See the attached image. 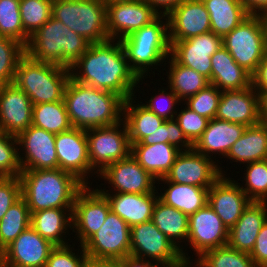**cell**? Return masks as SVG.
<instances>
[{
  "instance_id": "cell-38",
  "label": "cell",
  "mask_w": 267,
  "mask_h": 267,
  "mask_svg": "<svg viewBox=\"0 0 267 267\" xmlns=\"http://www.w3.org/2000/svg\"><path fill=\"white\" fill-rule=\"evenodd\" d=\"M31 214L26 200L21 197L0 220V249L3 251L30 226Z\"/></svg>"
},
{
  "instance_id": "cell-58",
  "label": "cell",
  "mask_w": 267,
  "mask_h": 267,
  "mask_svg": "<svg viewBox=\"0 0 267 267\" xmlns=\"http://www.w3.org/2000/svg\"><path fill=\"white\" fill-rule=\"evenodd\" d=\"M259 96V114L262 122H267V90H256Z\"/></svg>"
},
{
  "instance_id": "cell-7",
  "label": "cell",
  "mask_w": 267,
  "mask_h": 267,
  "mask_svg": "<svg viewBox=\"0 0 267 267\" xmlns=\"http://www.w3.org/2000/svg\"><path fill=\"white\" fill-rule=\"evenodd\" d=\"M51 14L91 44L109 40L105 0H53Z\"/></svg>"
},
{
  "instance_id": "cell-5",
  "label": "cell",
  "mask_w": 267,
  "mask_h": 267,
  "mask_svg": "<svg viewBox=\"0 0 267 267\" xmlns=\"http://www.w3.org/2000/svg\"><path fill=\"white\" fill-rule=\"evenodd\" d=\"M69 79L68 68L39 62L25 54L17 65L14 84L37 105L62 101Z\"/></svg>"
},
{
  "instance_id": "cell-29",
  "label": "cell",
  "mask_w": 267,
  "mask_h": 267,
  "mask_svg": "<svg viewBox=\"0 0 267 267\" xmlns=\"http://www.w3.org/2000/svg\"><path fill=\"white\" fill-rule=\"evenodd\" d=\"M133 158L155 179L164 178L170 171L181 150L169 143L144 145L130 143Z\"/></svg>"
},
{
  "instance_id": "cell-59",
  "label": "cell",
  "mask_w": 267,
  "mask_h": 267,
  "mask_svg": "<svg viewBox=\"0 0 267 267\" xmlns=\"http://www.w3.org/2000/svg\"><path fill=\"white\" fill-rule=\"evenodd\" d=\"M106 2L132 1V0H105Z\"/></svg>"
},
{
  "instance_id": "cell-37",
  "label": "cell",
  "mask_w": 267,
  "mask_h": 267,
  "mask_svg": "<svg viewBox=\"0 0 267 267\" xmlns=\"http://www.w3.org/2000/svg\"><path fill=\"white\" fill-rule=\"evenodd\" d=\"M32 125L55 135L73 127L64 100L33 105Z\"/></svg>"
},
{
  "instance_id": "cell-43",
  "label": "cell",
  "mask_w": 267,
  "mask_h": 267,
  "mask_svg": "<svg viewBox=\"0 0 267 267\" xmlns=\"http://www.w3.org/2000/svg\"><path fill=\"white\" fill-rule=\"evenodd\" d=\"M244 181L241 189L252 201H267V159L247 163Z\"/></svg>"
},
{
  "instance_id": "cell-51",
  "label": "cell",
  "mask_w": 267,
  "mask_h": 267,
  "mask_svg": "<svg viewBox=\"0 0 267 267\" xmlns=\"http://www.w3.org/2000/svg\"><path fill=\"white\" fill-rule=\"evenodd\" d=\"M249 255L256 267H264L267 265V220L262 225L256 238L254 248Z\"/></svg>"
},
{
  "instance_id": "cell-32",
  "label": "cell",
  "mask_w": 267,
  "mask_h": 267,
  "mask_svg": "<svg viewBox=\"0 0 267 267\" xmlns=\"http://www.w3.org/2000/svg\"><path fill=\"white\" fill-rule=\"evenodd\" d=\"M164 181L168 188L158 195V199L168 206L174 207L187 215L194 214L208 203V190L210 187H199L188 184H178L167 181L165 178L158 179Z\"/></svg>"
},
{
  "instance_id": "cell-42",
  "label": "cell",
  "mask_w": 267,
  "mask_h": 267,
  "mask_svg": "<svg viewBox=\"0 0 267 267\" xmlns=\"http://www.w3.org/2000/svg\"><path fill=\"white\" fill-rule=\"evenodd\" d=\"M53 0H20V16L24 31L31 37L52 16Z\"/></svg>"
},
{
  "instance_id": "cell-25",
  "label": "cell",
  "mask_w": 267,
  "mask_h": 267,
  "mask_svg": "<svg viewBox=\"0 0 267 267\" xmlns=\"http://www.w3.org/2000/svg\"><path fill=\"white\" fill-rule=\"evenodd\" d=\"M267 220V201H251L228 232L227 245L250 254L262 225Z\"/></svg>"
},
{
  "instance_id": "cell-40",
  "label": "cell",
  "mask_w": 267,
  "mask_h": 267,
  "mask_svg": "<svg viewBox=\"0 0 267 267\" xmlns=\"http://www.w3.org/2000/svg\"><path fill=\"white\" fill-rule=\"evenodd\" d=\"M20 0H0V36L27 46L30 36L24 31L20 16Z\"/></svg>"
},
{
  "instance_id": "cell-53",
  "label": "cell",
  "mask_w": 267,
  "mask_h": 267,
  "mask_svg": "<svg viewBox=\"0 0 267 267\" xmlns=\"http://www.w3.org/2000/svg\"><path fill=\"white\" fill-rule=\"evenodd\" d=\"M159 15H168L184 0H145ZM164 9L163 11L160 10ZM162 11V12H161Z\"/></svg>"
},
{
  "instance_id": "cell-41",
  "label": "cell",
  "mask_w": 267,
  "mask_h": 267,
  "mask_svg": "<svg viewBox=\"0 0 267 267\" xmlns=\"http://www.w3.org/2000/svg\"><path fill=\"white\" fill-rule=\"evenodd\" d=\"M26 54L19 41L0 36V86L14 83L19 60Z\"/></svg>"
},
{
  "instance_id": "cell-24",
  "label": "cell",
  "mask_w": 267,
  "mask_h": 267,
  "mask_svg": "<svg viewBox=\"0 0 267 267\" xmlns=\"http://www.w3.org/2000/svg\"><path fill=\"white\" fill-rule=\"evenodd\" d=\"M215 118L246 127L260 123L258 92L252 86L242 90L223 91Z\"/></svg>"
},
{
  "instance_id": "cell-9",
  "label": "cell",
  "mask_w": 267,
  "mask_h": 267,
  "mask_svg": "<svg viewBox=\"0 0 267 267\" xmlns=\"http://www.w3.org/2000/svg\"><path fill=\"white\" fill-rule=\"evenodd\" d=\"M123 125V126H122ZM123 127L122 130L120 129ZM88 156L93 170L102 172L108 165L130 155L131 144L124 121L86 130ZM98 167V168H97Z\"/></svg>"
},
{
  "instance_id": "cell-39",
  "label": "cell",
  "mask_w": 267,
  "mask_h": 267,
  "mask_svg": "<svg viewBox=\"0 0 267 267\" xmlns=\"http://www.w3.org/2000/svg\"><path fill=\"white\" fill-rule=\"evenodd\" d=\"M195 263V267H256L248 253L228 245L204 252Z\"/></svg>"
},
{
  "instance_id": "cell-28",
  "label": "cell",
  "mask_w": 267,
  "mask_h": 267,
  "mask_svg": "<svg viewBox=\"0 0 267 267\" xmlns=\"http://www.w3.org/2000/svg\"><path fill=\"white\" fill-rule=\"evenodd\" d=\"M211 67L210 84L222 92L252 86V75L239 66L223 46L211 56Z\"/></svg>"
},
{
  "instance_id": "cell-17",
  "label": "cell",
  "mask_w": 267,
  "mask_h": 267,
  "mask_svg": "<svg viewBox=\"0 0 267 267\" xmlns=\"http://www.w3.org/2000/svg\"><path fill=\"white\" fill-rule=\"evenodd\" d=\"M222 37L209 31L187 40L175 41L170 55L181 65L191 68L211 81V56L220 49Z\"/></svg>"
},
{
  "instance_id": "cell-21",
  "label": "cell",
  "mask_w": 267,
  "mask_h": 267,
  "mask_svg": "<svg viewBox=\"0 0 267 267\" xmlns=\"http://www.w3.org/2000/svg\"><path fill=\"white\" fill-rule=\"evenodd\" d=\"M100 174L112 185L115 193L144 194L157 191L155 179L130 154L127 158L108 165Z\"/></svg>"
},
{
  "instance_id": "cell-44",
  "label": "cell",
  "mask_w": 267,
  "mask_h": 267,
  "mask_svg": "<svg viewBox=\"0 0 267 267\" xmlns=\"http://www.w3.org/2000/svg\"><path fill=\"white\" fill-rule=\"evenodd\" d=\"M141 143L144 145L169 143L181 151H187L193 148V144L186 138L175 119L165 120L154 133L146 136Z\"/></svg>"
},
{
  "instance_id": "cell-6",
  "label": "cell",
  "mask_w": 267,
  "mask_h": 267,
  "mask_svg": "<svg viewBox=\"0 0 267 267\" xmlns=\"http://www.w3.org/2000/svg\"><path fill=\"white\" fill-rule=\"evenodd\" d=\"M162 18H165V23ZM120 42L130 68L139 78L146 77L150 66L160 65L170 56L167 16L159 15L150 24L134 31Z\"/></svg>"
},
{
  "instance_id": "cell-50",
  "label": "cell",
  "mask_w": 267,
  "mask_h": 267,
  "mask_svg": "<svg viewBox=\"0 0 267 267\" xmlns=\"http://www.w3.org/2000/svg\"><path fill=\"white\" fill-rule=\"evenodd\" d=\"M160 93L158 96H151L150 100L146 102L147 104H143L145 107H147L150 111L155 113L157 116L162 117L165 120H173L175 118V115L178 113L174 109V105L180 103V99L178 96L170 89V93L166 92L165 89H160ZM164 101L166 104H159L158 101L161 100ZM165 98V99H164Z\"/></svg>"
},
{
  "instance_id": "cell-13",
  "label": "cell",
  "mask_w": 267,
  "mask_h": 267,
  "mask_svg": "<svg viewBox=\"0 0 267 267\" xmlns=\"http://www.w3.org/2000/svg\"><path fill=\"white\" fill-rule=\"evenodd\" d=\"M222 175L225 174L214 160L192 148L181 151L164 178L178 184L211 187Z\"/></svg>"
},
{
  "instance_id": "cell-54",
  "label": "cell",
  "mask_w": 267,
  "mask_h": 267,
  "mask_svg": "<svg viewBox=\"0 0 267 267\" xmlns=\"http://www.w3.org/2000/svg\"><path fill=\"white\" fill-rule=\"evenodd\" d=\"M240 1L249 14L267 16V0H240Z\"/></svg>"
},
{
  "instance_id": "cell-36",
  "label": "cell",
  "mask_w": 267,
  "mask_h": 267,
  "mask_svg": "<svg viewBox=\"0 0 267 267\" xmlns=\"http://www.w3.org/2000/svg\"><path fill=\"white\" fill-rule=\"evenodd\" d=\"M169 57L170 69L168 71V88L171 89L181 101H185L187 98L197 94L210 84L209 79L204 75L179 64L171 55Z\"/></svg>"
},
{
  "instance_id": "cell-26",
  "label": "cell",
  "mask_w": 267,
  "mask_h": 267,
  "mask_svg": "<svg viewBox=\"0 0 267 267\" xmlns=\"http://www.w3.org/2000/svg\"><path fill=\"white\" fill-rule=\"evenodd\" d=\"M98 190L107 198L110 210L130 227L151 220L153 208L158 199V194H156L158 191L144 194L115 192L110 194L109 190Z\"/></svg>"
},
{
  "instance_id": "cell-4",
  "label": "cell",
  "mask_w": 267,
  "mask_h": 267,
  "mask_svg": "<svg viewBox=\"0 0 267 267\" xmlns=\"http://www.w3.org/2000/svg\"><path fill=\"white\" fill-rule=\"evenodd\" d=\"M90 42L51 18L29 39L26 54L39 62L70 68L89 48Z\"/></svg>"
},
{
  "instance_id": "cell-18",
  "label": "cell",
  "mask_w": 267,
  "mask_h": 267,
  "mask_svg": "<svg viewBox=\"0 0 267 267\" xmlns=\"http://www.w3.org/2000/svg\"><path fill=\"white\" fill-rule=\"evenodd\" d=\"M229 229L207 203L203 208L189 216L187 242L198 257L204 252L228 243Z\"/></svg>"
},
{
  "instance_id": "cell-2",
  "label": "cell",
  "mask_w": 267,
  "mask_h": 267,
  "mask_svg": "<svg viewBox=\"0 0 267 267\" xmlns=\"http://www.w3.org/2000/svg\"><path fill=\"white\" fill-rule=\"evenodd\" d=\"M63 100L73 127L88 130L123 121L125 100L113 92L84 85L70 78Z\"/></svg>"
},
{
  "instance_id": "cell-1",
  "label": "cell",
  "mask_w": 267,
  "mask_h": 267,
  "mask_svg": "<svg viewBox=\"0 0 267 267\" xmlns=\"http://www.w3.org/2000/svg\"><path fill=\"white\" fill-rule=\"evenodd\" d=\"M116 41L109 39L90 44L69 68L70 78L84 85L113 92L127 100L135 96L134 89L144 77L139 78L130 68L120 40Z\"/></svg>"
},
{
  "instance_id": "cell-30",
  "label": "cell",
  "mask_w": 267,
  "mask_h": 267,
  "mask_svg": "<svg viewBox=\"0 0 267 267\" xmlns=\"http://www.w3.org/2000/svg\"><path fill=\"white\" fill-rule=\"evenodd\" d=\"M226 157L235 162L251 163L267 159V122L248 126L231 146Z\"/></svg>"
},
{
  "instance_id": "cell-27",
  "label": "cell",
  "mask_w": 267,
  "mask_h": 267,
  "mask_svg": "<svg viewBox=\"0 0 267 267\" xmlns=\"http://www.w3.org/2000/svg\"><path fill=\"white\" fill-rule=\"evenodd\" d=\"M245 129L246 126L243 124L213 118L193 148L206 157L212 158V153L226 157L231 146L242 136Z\"/></svg>"
},
{
  "instance_id": "cell-8",
  "label": "cell",
  "mask_w": 267,
  "mask_h": 267,
  "mask_svg": "<svg viewBox=\"0 0 267 267\" xmlns=\"http://www.w3.org/2000/svg\"><path fill=\"white\" fill-rule=\"evenodd\" d=\"M222 42L236 63L252 75L267 53V16L250 14Z\"/></svg>"
},
{
  "instance_id": "cell-22",
  "label": "cell",
  "mask_w": 267,
  "mask_h": 267,
  "mask_svg": "<svg viewBox=\"0 0 267 267\" xmlns=\"http://www.w3.org/2000/svg\"><path fill=\"white\" fill-rule=\"evenodd\" d=\"M33 103L16 84L0 86V131L17 136L32 125Z\"/></svg>"
},
{
  "instance_id": "cell-10",
  "label": "cell",
  "mask_w": 267,
  "mask_h": 267,
  "mask_svg": "<svg viewBox=\"0 0 267 267\" xmlns=\"http://www.w3.org/2000/svg\"><path fill=\"white\" fill-rule=\"evenodd\" d=\"M92 259L119 260L130 255V226L111 210L105 222L84 244Z\"/></svg>"
},
{
  "instance_id": "cell-14",
  "label": "cell",
  "mask_w": 267,
  "mask_h": 267,
  "mask_svg": "<svg viewBox=\"0 0 267 267\" xmlns=\"http://www.w3.org/2000/svg\"><path fill=\"white\" fill-rule=\"evenodd\" d=\"M56 135L30 125L16 136L25 157L18 153L21 170H47L59 168L55 148ZM25 158V159H24Z\"/></svg>"
},
{
  "instance_id": "cell-15",
  "label": "cell",
  "mask_w": 267,
  "mask_h": 267,
  "mask_svg": "<svg viewBox=\"0 0 267 267\" xmlns=\"http://www.w3.org/2000/svg\"><path fill=\"white\" fill-rule=\"evenodd\" d=\"M55 148L59 169L73 174L84 185L89 184L87 174L94 170L88 156L86 130L72 127L56 134Z\"/></svg>"
},
{
  "instance_id": "cell-31",
  "label": "cell",
  "mask_w": 267,
  "mask_h": 267,
  "mask_svg": "<svg viewBox=\"0 0 267 267\" xmlns=\"http://www.w3.org/2000/svg\"><path fill=\"white\" fill-rule=\"evenodd\" d=\"M72 210L73 208H49L32 212L30 225L41 237L55 246L67 245L63 233L66 235L68 227L72 229Z\"/></svg>"
},
{
  "instance_id": "cell-45",
  "label": "cell",
  "mask_w": 267,
  "mask_h": 267,
  "mask_svg": "<svg viewBox=\"0 0 267 267\" xmlns=\"http://www.w3.org/2000/svg\"><path fill=\"white\" fill-rule=\"evenodd\" d=\"M221 94L222 91L216 86L209 84L197 94L187 98L185 104L199 115L211 120L216 117Z\"/></svg>"
},
{
  "instance_id": "cell-20",
  "label": "cell",
  "mask_w": 267,
  "mask_h": 267,
  "mask_svg": "<svg viewBox=\"0 0 267 267\" xmlns=\"http://www.w3.org/2000/svg\"><path fill=\"white\" fill-rule=\"evenodd\" d=\"M55 247L41 237L31 225L3 251L4 267H45Z\"/></svg>"
},
{
  "instance_id": "cell-49",
  "label": "cell",
  "mask_w": 267,
  "mask_h": 267,
  "mask_svg": "<svg viewBox=\"0 0 267 267\" xmlns=\"http://www.w3.org/2000/svg\"><path fill=\"white\" fill-rule=\"evenodd\" d=\"M21 197L22 186L19 176L0 177V220Z\"/></svg>"
},
{
  "instance_id": "cell-11",
  "label": "cell",
  "mask_w": 267,
  "mask_h": 267,
  "mask_svg": "<svg viewBox=\"0 0 267 267\" xmlns=\"http://www.w3.org/2000/svg\"><path fill=\"white\" fill-rule=\"evenodd\" d=\"M158 16L145 0L106 2L108 37L121 40L150 24Z\"/></svg>"
},
{
  "instance_id": "cell-57",
  "label": "cell",
  "mask_w": 267,
  "mask_h": 267,
  "mask_svg": "<svg viewBox=\"0 0 267 267\" xmlns=\"http://www.w3.org/2000/svg\"><path fill=\"white\" fill-rule=\"evenodd\" d=\"M84 267H119L116 260L92 259L87 258Z\"/></svg>"
},
{
  "instance_id": "cell-61",
  "label": "cell",
  "mask_w": 267,
  "mask_h": 267,
  "mask_svg": "<svg viewBox=\"0 0 267 267\" xmlns=\"http://www.w3.org/2000/svg\"><path fill=\"white\" fill-rule=\"evenodd\" d=\"M0 258H3V253L1 249H0Z\"/></svg>"
},
{
  "instance_id": "cell-47",
  "label": "cell",
  "mask_w": 267,
  "mask_h": 267,
  "mask_svg": "<svg viewBox=\"0 0 267 267\" xmlns=\"http://www.w3.org/2000/svg\"><path fill=\"white\" fill-rule=\"evenodd\" d=\"M174 119L193 145L202 136L210 121L187 106H185V109H181V112L179 111Z\"/></svg>"
},
{
  "instance_id": "cell-48",
  "label": "cell",
  "mask_w": 267,
  "mask_h": 267,
  "mask_svg": "<svg viewBox=\"0 0 267 267\" xmlns=\"http://www.w3.org/2000/svg\"><path fill=\"white\" fill-rule=\"evenodd\" d=\"M70 244L63 246H55L50 252L49 258L46 261L45 267H84V263L88 256L81 245L80 255L73 253L70 249Z\"/></svg>"
},
{
  "instance_id": "cell-16",
  "label": "cell",
  "mask_w": 267,
  "mask_h": 267,
  "mask_svg": "<svg viewBox=\"0 0 267 267\" xmlns=\"http://www.w3.org/2000/svg\"><path fill=\"white\" fill-rule=\"evenodd\" d=\"M130 255L153 262L188 260L151 220L130 227Z\"/></svg>"
},
{
  "instance_id": "cell-23",
  "label": "cell",
  "mask_w": 267,
  "mask_h": 267,
  "mask_svg": "<svg viewBox=\"0 0 267 267\" xmlns=\"http://www.w3.org/2000/svg\"><path fill=\"white\" fill-rule=\"evenodd\" d=\"M239 184L222 175L208 190V204L228 229L235 225L252 201Z\"/></svg>"
},
{
  "instance_id": "cell-12",
  "label": "cell",
  "mask_w": 267,
  "mask_h": 267,
  "mask_svg": "<svg viewBox=\"0 0 267 267\" xmlns=\"http://www.w3.org/2000/svg\"><path fill=\"white\" fill-rule=\"evenodd\" d=\"M110 211L107 198L98 190L85 185L76 195L72 210V229L83 245L105 222Z\"/></svg>"
},
{
  "instance_id": "cell-34",
  "label": "cell",
  "mask_w": 267,
  "mask_h": 267,
  "mask_svg": "<svg viewBox=\"0 0 267 267\" xmlns=\"http://www.w3.org/2000/svg\"><path fill=\"white\" fill-rule=\"evenodd\" d=\"M151 221L163 234L166 235V237L172 243H174L175 246H177L181 250L182 256L190 260L188 254L183 251L182 245L179 244L180 242H183L179 241L181 239L187 241L189 230V217L178 209L168 206L159 199H157L153 208ZM180 246L182 248H180Z\"/></svg>"
},
{
  "instance_id": "cell-52",
  "label": "cell",
  "mask_w": 267,
  "mask_h": 267,
  "mask_svg": "<svg viewBox=\"0 0 267 267\" xmlns=\"http://www.w3.org/2000/svg\"><path fill=\"white\" fill-rule=\"evenodd\" d=\"M252 87L255 90H267V53L252 74Z\"/></svg>"
},
{
  "instance_id": "cell-60",
  "label": "cell",
  "mask_w": 267,
  "mask_h": 267,
  "mask_svg": "<svg viewBox=\"0 0 267 267\" xmlns=\"http://www.w3.org/2000/svg\"><path fill=\"white\" fill-rule=\"evenodd\" d=\"M0 267H4V265H3V258H0Z\"/></svg>"
},
{
  "instance_id": "cell-46",
  "label": "cell",
  "mask_w": 267,
  "mask_h": 267,
  "mask_svg": "<svg viewBox=\"0 0 267 267\" xmlns=\"http://www.w3.org/2000/svg\"><path fill=\"white\" fill-rule=\"evenodd\" d=\"M17 145L16 136L0 131V177L20 175L22 170L19 163Z\"/></svg>"
},
{
  "instance_id": "cell-56",
  "label": "cell",
  "mask_w": 267,
  "mask_h": 267,
  "mask_svg": "<svg viewBox=\"0 0 267 267\" xmlns=\"http://www.w3.org/2000/svg\"><path fill=\"white\" fill-rule=\"evenodd\" d=\"M150 262L149 267H192V260H166ZM160 264V265H159ZM162 265V266H161Z\"/></svg>"
},
{
  "instance_id": "cell-19",
  "label": "cell",
  "mask_w": 267,
  "mask_h": 267,
  "mask_svg": "<svg viewBox=\"0 0 267 267\" xmlns=\"http://www.w3.org/2000/svg\"><path fill=\"white\" fill-rule=\"evenodd\" d=\"M170 46L211 31L209 13L202 0H184L168 15Z\"/></svg>"
},
{
  "instance_id": "cell-35",
  "label": "cell",
  "mask_w": 267,
  "mask_h": 267,
  "mask_svg": "<svg viewBox=\"0 0 267 267\" xmlns=\"http://www.w3.org/2000/svg\"><path fill=\"white\" fill-rule=\"evenodd\" d=\"M134 96L125 100L123 106V121L126 124L130 143L141 142L146 136L154 133L158 127L165 121L162 117L157 116L143 104H138Z\"/></svg>"
},
{
  "instance_id": "cell-33",
  "label": "cell",
  "mask_w": 267,
  "mask_h": 267,
  "mask_svg": "<svg viewBox=\"0 0 267 267\" xmlns=\"http://www.w3.org/2000/svg\"><path fill=\"white\" fill-rule=\"evenodd\" d=\"M211 21V32L222 38L250 14L240 0H202Z\"/></svg>"
},
{
  "instance_id": "cell-3",
  "label": "cell",
  "mask_w": 267,
  "mask_h": 267,
  "mask_svg": "<svg viewBox=\"0 0 267 267\" xmlns=\"http://www.w3.org/2000/svg\"><path fill=\"white\" fill-rule=\"evenodd\" d=\"M19 177L30 214L49 208H73L77 193L85 186L59 168L22 170Z\"/></svg>"
},
{
  "instance_id": "cell-55",
  "label": "cell",
  "mask_w": 267,
  "mask_h": 267,
  "mask_svg": "<svg viewBox=\"0 0 267 267\" xmlns=\"http://www.w3.org/2000/svg\"><path fill=\"white\" fill-rule=\"evenodd\" d=\"M119 267H149L151 261L128 255L122 259L117 260Z\"/></svg>"
}]
</instances>
